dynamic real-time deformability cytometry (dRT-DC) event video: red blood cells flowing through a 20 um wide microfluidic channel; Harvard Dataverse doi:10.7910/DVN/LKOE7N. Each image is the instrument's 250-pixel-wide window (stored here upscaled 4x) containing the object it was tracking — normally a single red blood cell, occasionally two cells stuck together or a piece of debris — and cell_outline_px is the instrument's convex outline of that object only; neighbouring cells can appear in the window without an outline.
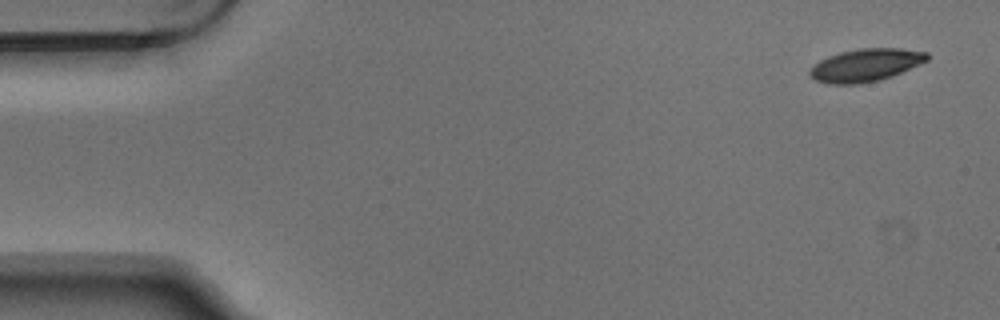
{"species": "Egyptian fruit bat (a non-hibernating species)", "species_latin": "Rousettus aegyptiacus", "temperature_condition": "warm", "stored_images_in_passage": 5, "camera_frame_rate_fps": 3000, "um_per_image_px": 0.085, "animal": {"sex": "male"}, "frame": {"image": 1, "passage_image": 1, "time_ms": 0.0, "image_size_px": [1000, 320], "cell_outline_px": [[928, 60], [892, 76], [880, 80], [860, 84], [828, 84], [816, 80], [808, 76], [808, 72], [820, 60], [828, 56], [840, 52], [860, 48], [900, 48], [928, 52]], "centroid_in_image_um": [73.57, 5.54], "position_along_channel_um": 11.4, "area_um2": 22.37}}
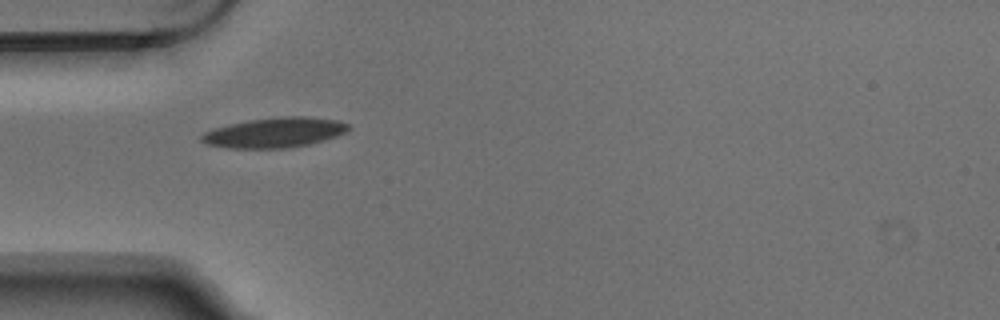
{"frame": {"image": 2, "passage_image": 4, "time_ms": 1.0, "image_size_px": [1000, 320], "cell_outline_px": [[352, 128], [336, 136], [308, 144], [288, 148], [224, 148], [208, 144], [200, 140], [200, 136], [204, 132], [212, 128], [248, 120], [280, 116], [304, 116], [336, 120], [348, 124]], "centroid_in_image_um": [23.3, 11.26], "position_along_channel_um": 61.7, "area_um2": 25.66}}
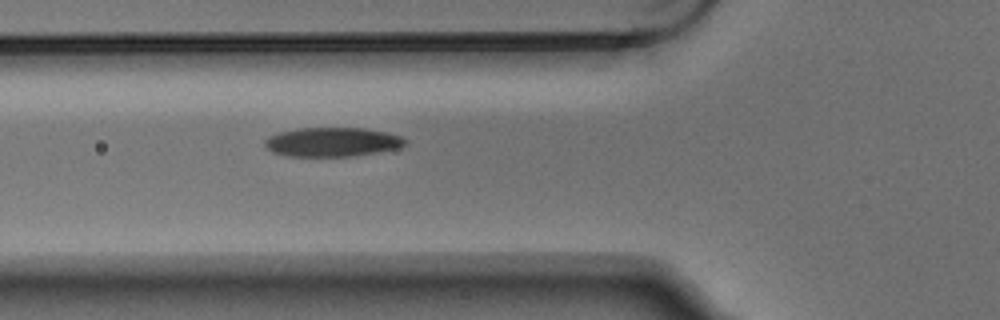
{"frame": {"image": 3, "passage_image": 5, "time_ms": 1.333, "image_size_px": [1000, 320], "cell_outline_px": [[408, 144], [400, 148], [352, 156], [288, 156], [272, 152], [264, 148], [264, 140], [268, 136], [280, 132], [300, 128], [364, 128], [384, 132], [400, 136], [408, 140]], "centroid_in_image_um": [28.23, 12.07], "position_along_channel_um": 97.6, "area_um2": 23.93}}